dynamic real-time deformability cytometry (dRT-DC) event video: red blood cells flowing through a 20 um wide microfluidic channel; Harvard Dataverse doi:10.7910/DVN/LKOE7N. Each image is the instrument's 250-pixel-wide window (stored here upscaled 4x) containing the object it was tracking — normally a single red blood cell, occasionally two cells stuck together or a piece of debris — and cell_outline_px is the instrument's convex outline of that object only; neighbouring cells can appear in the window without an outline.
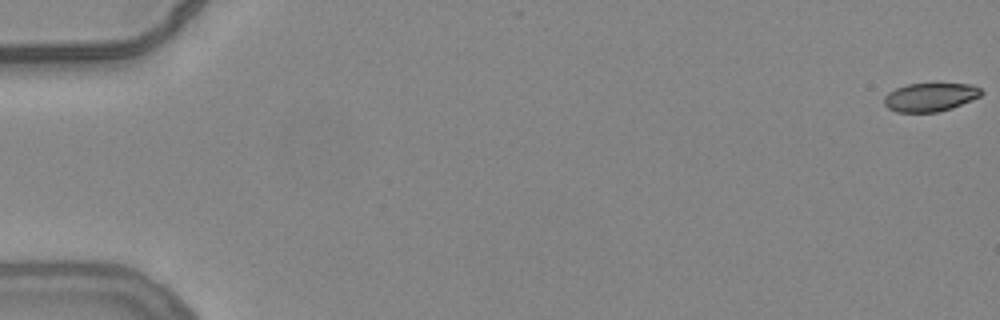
{"species": "common noctule bat (a hibernating species)", "species_latin": "Nyctalus noctula", "temperature_condition": "warm", "stored_images_in_passage": 56, "camera_frame_rate_fps": 3000, "um_per_image_px": 0.085, "animal": {"sex": "female", "body_mass_g": 24.6, "forearm_length_mm": 56.2}, "frame": {"image": 1, "passage_image": 1, "time_ms": 0.0, "image_size_px": [1000, 320], "cell_outline_px": [[984, 92], [980, 96], [972, 100], [952, 108], [936, 112], [896, 112], [888, 108], [884, 104], [884, 96], [888, 92], [896, 88], [908, 84], [972, 84], [980, 88]], "centroid_in_image_um": [79.06, 8.26], "position_along_channel_um": 5.9, "area_um2": 16.13}}
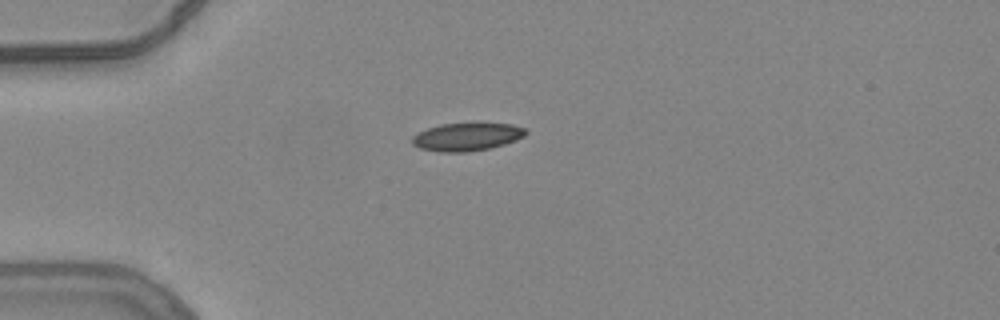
{"frame": {"image": 2, "passage_image": 16, "time_ms": 5.0, "image_size_px": [1000, 320], "cell_outline_px": [[528, 132], [524, 136], [516, 140], [504, 144], [488, 148], [468, 152], [440, 152], [420, 148], [412, 144], [412, 136], [428, 128], [440, 124], [476, 120], [512, 124], [524, 128]], "centroid_in_image_um": [39.71, 11.57], "position_along_channel_um": 45.3, "area_um2": 19.25}}
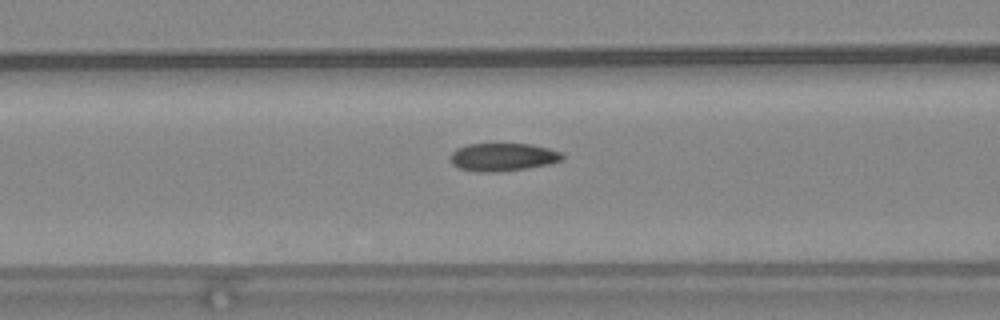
{"frame": {"image": 3, "passage_image": 24, "time_ms": 7.667, "image_size_px": [1000, 320], "cell_outline_px": [[564, 156], [560, 160], [548, 164], [524, 168], [496, 172], [476, 172], [456, 168], [448, 160], [448, 156], [456, 148], [468, 144], [532, 144], [548, 148], [560, 152]], "centroid_in_image_um": [42.64, 13.35], "position_along_channel_um": 124.0, "area_um2": 18.32}, "authors_computed_cell_mechanics": {"area_um2": 18.2359, "velocity_mm_per_s": 3.8259, "shape_relaxation_time_tau1_ms": null, "shape_relaxation_time_tau2_ms": 1.3478, "deformation_change_tau1": null, "deformation_change_tau2": 0.0605}}